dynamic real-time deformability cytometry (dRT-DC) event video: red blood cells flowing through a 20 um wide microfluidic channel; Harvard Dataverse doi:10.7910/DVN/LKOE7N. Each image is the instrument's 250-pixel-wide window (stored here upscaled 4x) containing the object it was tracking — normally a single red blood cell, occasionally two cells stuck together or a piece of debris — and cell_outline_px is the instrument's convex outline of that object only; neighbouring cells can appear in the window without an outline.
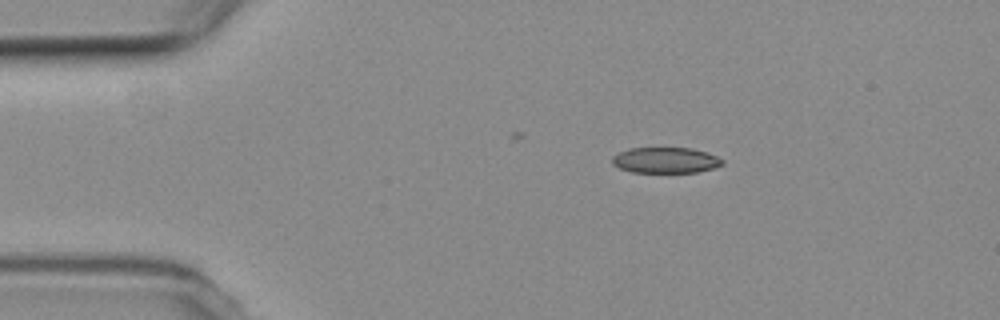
{"species": "common noctule bat (a hibernating species)", "species_latin": "Nyctalus noctula", "temperature_condition": "room temperature", "stored_images_in_passage": 37, "camera_frame_rate_fps": 3000, "um_per_image_px": 0.085, "animal": {"sex": "female", "body_mass_g": 19.3, "forearm_length_mm": 54.1}, "frame": {"image": 1, "passage_image": 1, "time_ms": 0.0, "image_size_px": [1000, 320], "cell_outline_px": [[724, 164], [712, 168], [696, 172], [632, 172], [620, 168], [612, 164], [612, 156], [628, 148], [692, 148], [716, 156], [724, 160]], "centroid_in_image_um": [56.55, 13.61], "position_along_channel_um": 28.4, "area_um2": 16.42}}
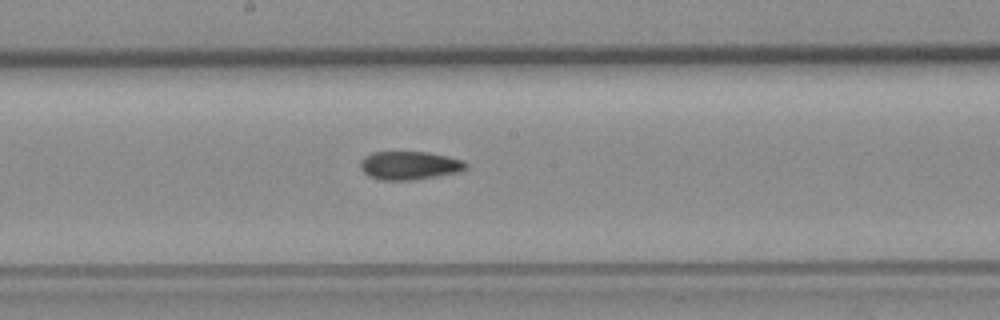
{"frame": {"image": 2, "passage_image": 20, "time_ms": 6.333, "image_size_px": [1000, 320], "cell_outline_px": [[468, 164], [460, 172], [412, 180], [380, 180], [368, 176], [360, 168], [360, 160], [364, 156], [372, 152], [428, 152], [464, 160]], "centroid_in_image_um": [34.77, 14.06], "position_along_channel_um": 213.4, "area_um2": 17.51}}
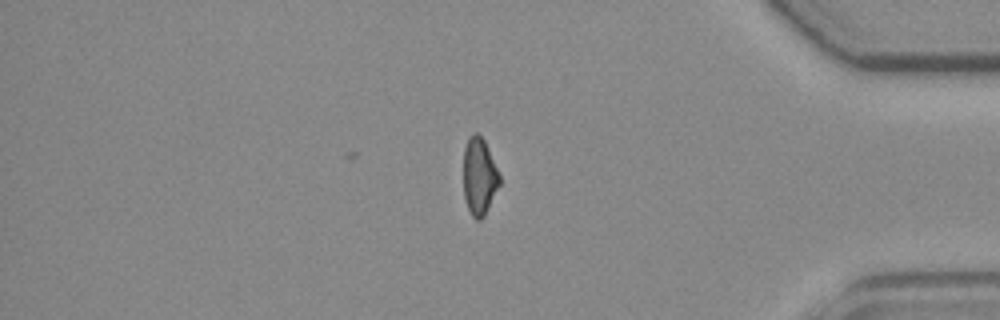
{"frame": {"image": 3, "passage_image": 37, "time_ms": 12.0, "image_size_px": [1000, 320], "cell_outline_px": [[500, 184], [484, 216], [480, 220], [476, 220], [472, 216], [468, 208], [464, 196], [464, 148], [468, 136], [472, 132], [476, 132], [484, 140], [500, 176]], "centroid_in_image_um": [40.73, 14.98], "position_along_channel_um": 394.5, "area_um2": 16.13}, "authors_computed_cell_mechanics": {"area_um2": 17.8024, "velocity_mm_per_s": 3.7796, "shape_relaxation_time_tau1_ms": null, "shape_relaxation_time_tau2_ms": 2.9619, "deformation_change_tau1": null, "deformation_change_tau2": 0.0973}}